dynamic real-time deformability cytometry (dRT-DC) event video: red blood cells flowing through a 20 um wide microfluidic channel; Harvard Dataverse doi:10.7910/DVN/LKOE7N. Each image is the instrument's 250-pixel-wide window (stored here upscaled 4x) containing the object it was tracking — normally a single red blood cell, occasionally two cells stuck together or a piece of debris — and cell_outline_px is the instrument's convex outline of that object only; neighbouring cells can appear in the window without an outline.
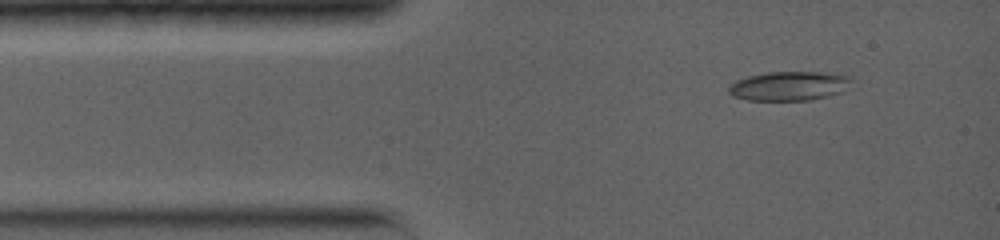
{"species": "common noctule bat (a hibernating species)", "species_latin": "Nyctalus noctula", "temperature_condition": "warm", "stored_images_in_passage": 25, "camera_frame_rate_fps": 5000, "um_per_image_px": 0.085, "animal": {"sex": "female", "body_mass_g": 19.0, "forearm_length_mm": 56.7}, "frame": {"image": 1, "passage_image": 2, "time_ms": 0.6, "image_size_px": [1000, 240], "cell_outline_px": [[852, 80], [844, 92], [808, 100], [744, 100], [732, 96], [728, 92], [728, 88], [736, 80], [748, 76], [768, 72], [824, 72], [852, 76]], "centroid_in_image_um": [67.08, 7.3], "position_along_channel_um": 17.9, "area_um2": 20.98}}
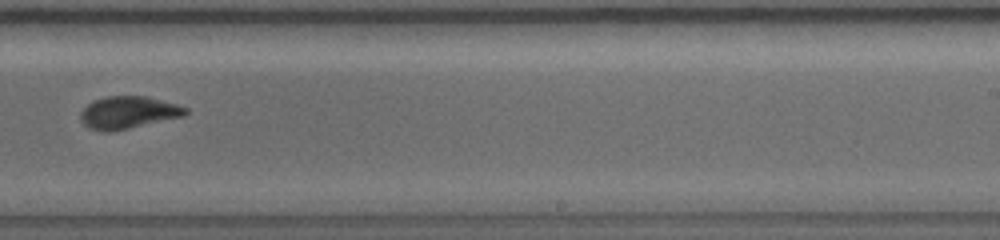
{"frame": {"image": 2, "passage_image": 15, "time_ms": 8.2, "image_size_px": [1000, 240], "cell_outline_px": [[188, 112], [184, 116], [112, 132], [104, 132], [88, 128], [80, 120], [80, 112], [92, 100], [108, 96], [144, 96], [176, 104], [188, 108]], "centroid_in_image_um": [10.87, 9.57], "position_along_channel_um": 278.1, "area_um2": 19.83}}
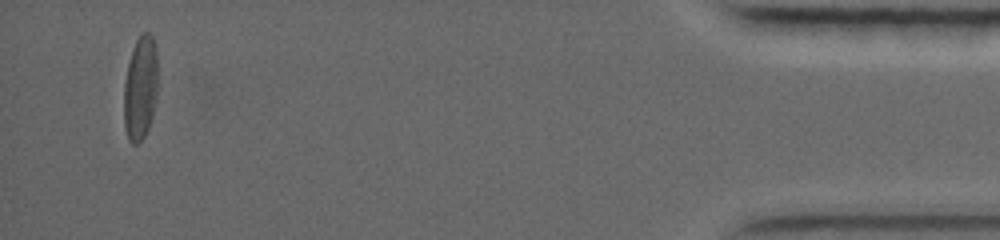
{"frame": {"image": 3, "passage_image": 25, "time_ms": 14.4, "image_size_px": [1000, 240], "cell_outline_px": [[156, 96], [152, 116], [148, 128], [144, 136], [136, 144], [132, 144], [128, 140], [124, 124], [124, 84], [128, 64], [132, 48], [140, 32], [148, 32], [152, 36], [156, 48]], "centroid_in_image_um": [11.91, 7.46], "position_along_channel_um": 423.3, "area_um2": 20.46}, "authors_computed_cell_mechanics": {"area_um2": 19.8832, "velocity_mm_per_s": 3.9528, "shape_relaxation_time_tau1_ms": 5.606, "shape_relaxation_time_tau2_ms": 4.378, "deformation_change_tau1": 0.1702, "deformation_change_tau2": 0.1052}}